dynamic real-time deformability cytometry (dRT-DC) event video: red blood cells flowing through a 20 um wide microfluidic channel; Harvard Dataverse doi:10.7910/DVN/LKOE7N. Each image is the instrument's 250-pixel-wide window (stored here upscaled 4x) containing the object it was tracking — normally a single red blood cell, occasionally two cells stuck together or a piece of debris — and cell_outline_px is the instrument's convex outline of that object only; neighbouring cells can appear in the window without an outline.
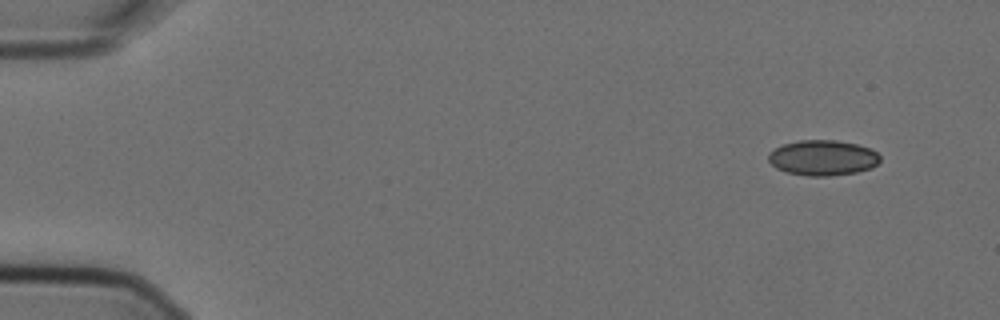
{"species": "Egyptian fruit bat (a non-hibernating species)", "species_latin": "Rousettus aegyptiacus", "temperature_condition": "cold", "stored_images_in_passage": 2, "camera_frame_rate_fps": 3000, "um_per_image_px": 0.085, "animal": {"sex": "female"}, "frame": {"image": 1, "passage_image": 1, "time_ms": 0.0, "image_size_px": [1000, 320], "cell_outline_px": [[880, 160], [872, 168], [856, 172], [832, 176], [808, 176], [784, 172], [776, 168], [768, 160], [768, 152], [784, 144], [800, 140], [836, 140], [856, 144], [872, 148], [880, 156]], "centroid_in_image_um": [69.94, 13.42], "position_along_channel_um": 15.1, "area_um2": 23.18}}